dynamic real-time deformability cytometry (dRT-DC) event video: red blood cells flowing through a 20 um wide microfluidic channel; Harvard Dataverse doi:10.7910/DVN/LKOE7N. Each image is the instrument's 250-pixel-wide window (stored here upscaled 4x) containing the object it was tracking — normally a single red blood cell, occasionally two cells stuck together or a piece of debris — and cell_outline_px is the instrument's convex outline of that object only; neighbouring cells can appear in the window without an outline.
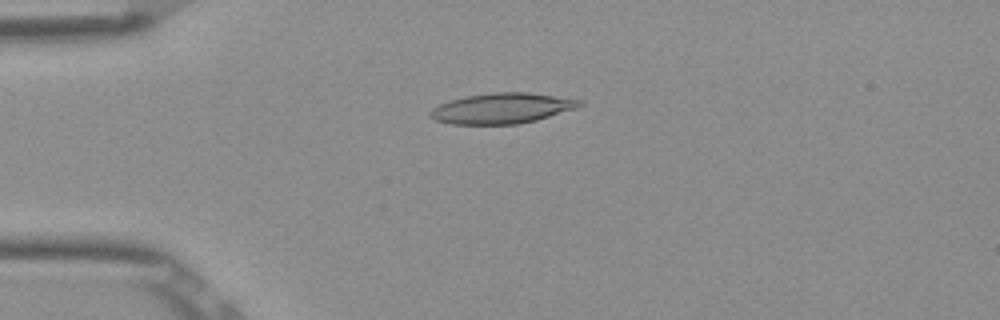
{"species": "Egyptian fruit bat (a non-hibernating species)", "species_latin": "Rousettus aegyptiacus", "temperature_condition": "room temperature", "stored_images_in_passage": 45, "camera_frame_rate_fps": 3000, "um_per_image_px": 0.085, "frame": {"image": 1, "passage_image": 6, "time_ms": 1.667, "image_size_px": [1000, 320], "cell_outline_px": [[584, 104], [576, 108], [536, 120], [516, 124], [452, 124], [436, 120], [428, 116], [428, 112], [432, 108], [440, 104], [464, 96], [492, 92], [528, 92], [580, 100]], "centroid_in_image_um": [42.63, 9.2], "position_along_channel_um": 42.4, "area_um2": 26.36}}
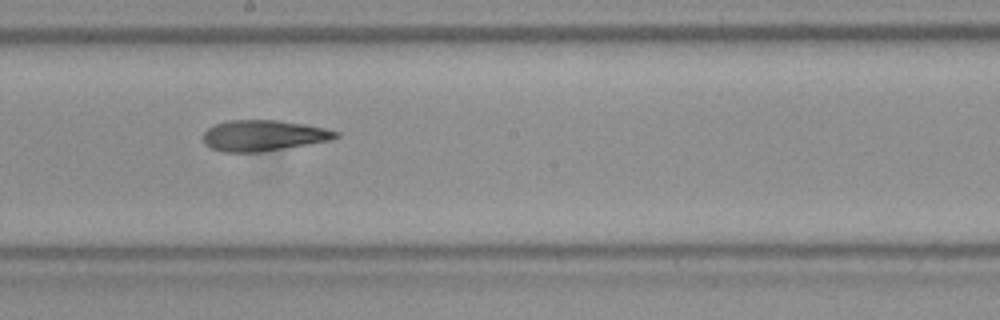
{"frame": {"image": 2, "passage_image": 22, "time_ms": 7.0, "image_size_px": [1000, 320], "cell_outline_px": [[340, 136], [332, 140], [260, 152], [224, 152], [212, 148], [204, 144], [204, 132], [208, 128], [216, 124], [228, 120], [280, 120], [304, 124], [324, 128], [340, 132]], "centroid_in_image_um": [22.41, 11.51], "position_along_channel_um": 225.8, "area_um2": 23.81}}
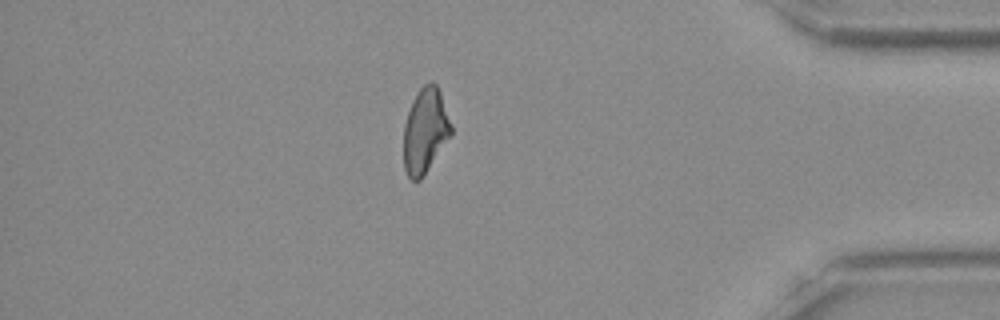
{"frame": {"image": 3, "passage_image": 38, "time_ms": 12.333, "image_size_px": [1000, 320], "cell_outline_px": [[452, 132], [424, 176], [420, 180], [412, 180], [408, 176], [404, 168], [404, 124], [412, 100], [416, 92], [424, 84], [432, 80], [436, 84], [440, 92], [452, 124]], "centroid_in_image_um": [36.14, 11.09], "position_along_channel_um": 399.1, "area_um2": 23.47}, "authors_computed_cell_mechanics": {"area_um2": 24.5072, "velocity_mm_per_s": 3.9033, "shape_relaxation_time_tau1_ms": null, "shape_relaxation_time_tau2_ms": 3.7507, "deformation_change_tau1": null, "deformation_change_tau2": 0.1215}}